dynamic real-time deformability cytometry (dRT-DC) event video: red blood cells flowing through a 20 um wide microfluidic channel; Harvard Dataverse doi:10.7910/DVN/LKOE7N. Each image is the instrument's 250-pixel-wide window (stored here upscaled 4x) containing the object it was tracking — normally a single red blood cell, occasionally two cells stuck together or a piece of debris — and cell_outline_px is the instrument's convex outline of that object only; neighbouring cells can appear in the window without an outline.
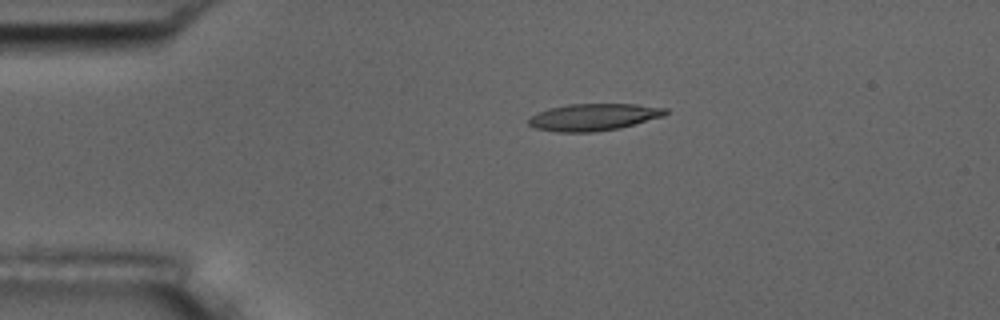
{"species": "common noctule bat (a hibernating species)", "species_latin": "Nyctalus noctula", "temperature_condition": "room temperature", "stored_images_in_passage": 4, "camera_frame_rate_fps": 3000, "um_per_image_px": 0.085, "animal": {"sex": "male", "body_mass_g": 17.5, "forearm_length_mm": 52.3}, "frame": {"image": 1, "passage_image": 3, "time_ms": 2.333, "image_size_px": [1000, 320], "cell_outline_px": [[668, 112], [664, 116], [620, 128], [592, 132], [556, 132], [536, 128], [528, 124], [528, 120], [532, 116], [548, 108], [568, 104], [636, 104], [668, 108]], "centroid_in_image_um": [50.48, 9.95], "position_along_channel_um": 34.5, "area_um2": 21.5}}